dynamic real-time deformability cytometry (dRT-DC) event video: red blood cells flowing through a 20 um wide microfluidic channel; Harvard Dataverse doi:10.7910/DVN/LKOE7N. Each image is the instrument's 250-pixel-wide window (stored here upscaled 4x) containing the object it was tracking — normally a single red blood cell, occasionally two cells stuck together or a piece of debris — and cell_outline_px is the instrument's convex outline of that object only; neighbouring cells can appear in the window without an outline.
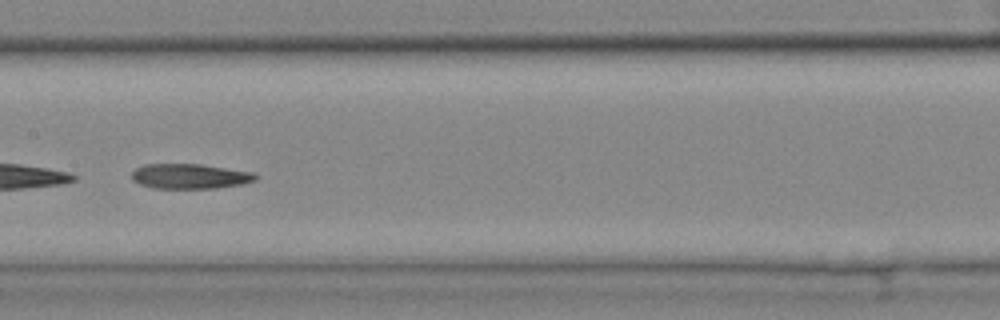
{"species": "common noctule bat (a hibernating species)", "species_latin": "Nyctalus noctula", "temperature_condition": "cold", "stored_images_in_passage": 35, "segment_of_instrument_passage": [2, 2], "camera_frame_rate_fps": 3000, "um_per_image_px": 0.085, "animal": {"sex": "female", "body_mass_g": 25.1}, "frame": {"image": 1, "passage_image": 20, "time_ms": 6.333, "image_size_px": [1000, 320], "cell_outline_px": [[256, 180], [244, 184], [216, 188], [156, 188], [140, 184], [132, 180], [132, 172], [136, 168], [144, 164], [200, 164], [252, 172], [256, 176]], "centroid_in_image_um": [16.13, 14.98], "position_along_channel_um": 191.3, "area_um2": 17.92}}
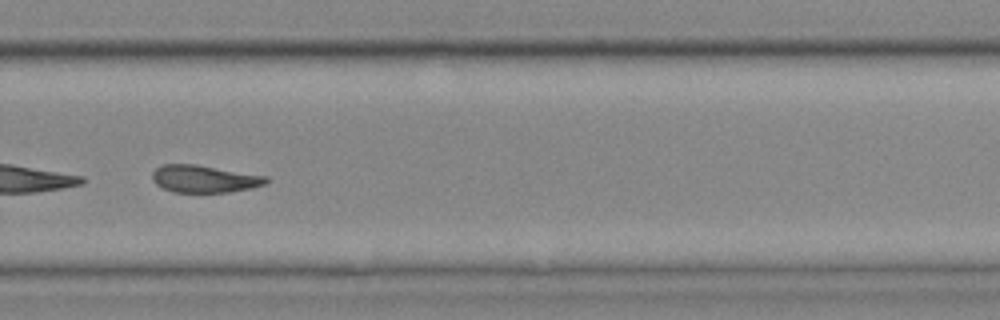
{"frame": {"image": 2, "passage_image": 30, "time_ms": 9.667, "image_size_px": [1000, 320], "cell_outline_px": [[268, 180], [264, 184], [252, 188], [228, 192], [172, 192], [156, 184], [152, 180], [152, 172], [156, 168], [164, 164], [196, 164], [268, 176]], "centroid_in_image_um": [17.36, 15.2], "position_along_channel_um": 312.4, "area_um2": 18.15}}